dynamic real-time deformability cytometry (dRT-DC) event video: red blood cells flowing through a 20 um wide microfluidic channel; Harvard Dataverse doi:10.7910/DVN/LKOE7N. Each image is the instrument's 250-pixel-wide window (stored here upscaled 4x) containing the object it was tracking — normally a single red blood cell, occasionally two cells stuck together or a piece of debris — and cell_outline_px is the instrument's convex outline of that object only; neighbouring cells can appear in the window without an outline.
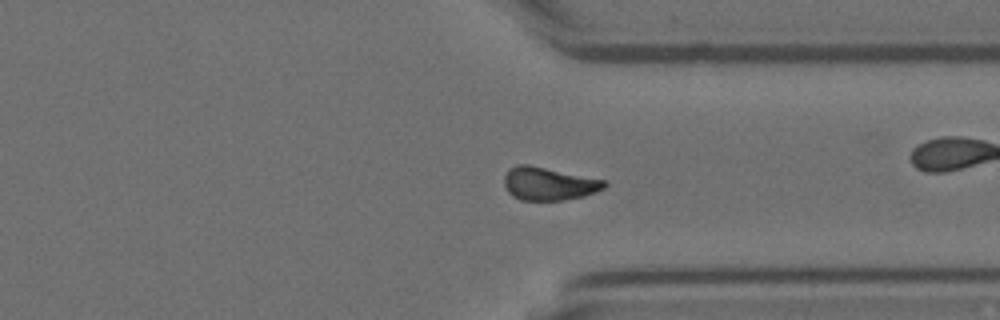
{"species": "Egyptian fruit bat (a non-hibernating species)", "species_latin": "Rousettus aegyptiacus", "temperature_condition": "room temperature", "stored_images_in_passage": 44, "camera_frame_rate_fps": 3000, "um_per_image_px": 0.085, "animal": {"sex": "female"}, "frame": {"image": 1, "passage_image": 32, "time_ms": 10.333, "image_size_px": [1000, 320], "cell_outline_px": [[608, 184], [604, 188], [596, 192], [584, 196], [560, 200], [520, 200], [512, 196], [508, 192], [504, 184], [504, 176], [508, 168], [516, 164], [528, 164], [608, 180]], "centroid_in_image_um": [46.65, 15.6], "position_along_channel_um": 364.8, "area_um2": 19.59}}